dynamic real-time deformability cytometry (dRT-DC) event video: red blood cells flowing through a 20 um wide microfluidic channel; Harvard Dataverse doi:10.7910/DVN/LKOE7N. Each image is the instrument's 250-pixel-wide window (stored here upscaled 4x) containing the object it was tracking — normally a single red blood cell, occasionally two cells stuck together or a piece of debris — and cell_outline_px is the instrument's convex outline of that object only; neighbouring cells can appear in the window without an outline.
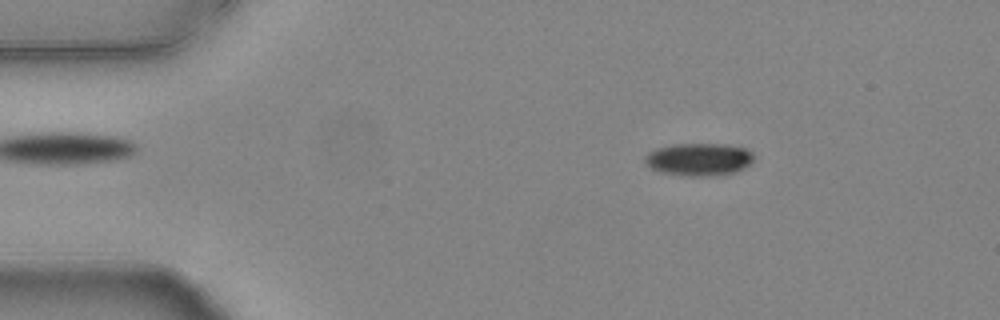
{"species": "common noctule bat (a hibernating species)", "species_latin": "Nyctalus noctula", "temperature_condition": "warm", "stored_images_in_passage": 54, "camera_frame_rate_fps": 3000, "um_per_image_px": 0.085, "animal": {"sex": "female", "body_mass_g": 24.6, "forearm_length_mm": 56.2}, "frame": {"image": 1, "passage_image": 8, "time_ms": 2.333, "image_size_px": [1000, 320], "cell_outline_px": [[752, 160], [748, 164], [736, 172], [700, 176], [692, 176], [664, 172], [652, 168], [644, 160], [644, 156], [648, 152], [656, 148], [672, 144], [724, 144], [744, 148], [752, 152]], "centroid_in_image_um": [59.38, 13.52], "position_along_channel_um": 25.6, "area_um2": 20.23}}
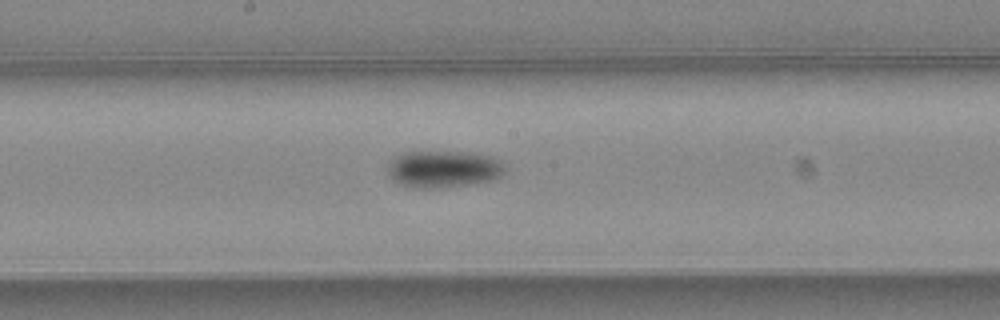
{"frame": {"image": 2, "passage_image": 28, "time_ms": 9.0, "image_size_px": [1000, 320], "cell_outline_px": [[504, 172], [500, 176], [492, 180], [464, 184], [432, 188], [420, 188], [400, 184], [392, 180], [388, 172], [388, 168], [392, 160], [396, 156], [404, 152], [472, 152], [492, 156], [500, 160], [504, 164]], "centroid_in_image_um": [37.71, 14.35], "position_along_channel_um": 210.5, "area_um2": 24.97}}
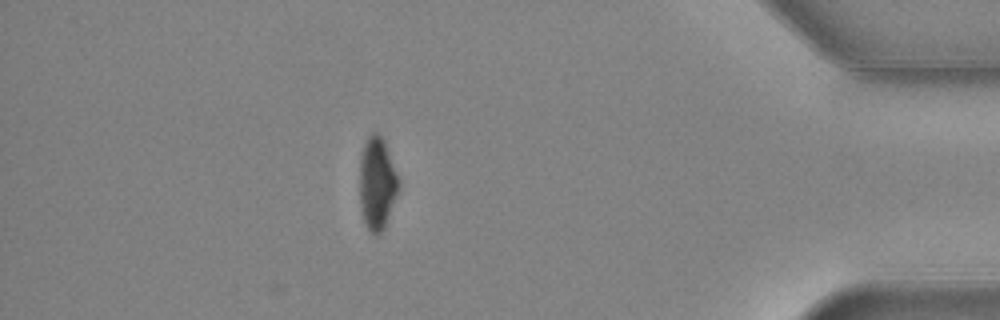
{"frame": {"image": 3, "passage_image": 47, "time_ms": 15.333, "image_size_px": [1000, 320], "cell_outline_px": [[400, 188], [384, 228], [376, 236], [368, 228], [364, 220], [360, 208], [360, 156], [364, 144], [368, 136], [372, 132], [376, 132], [384, 140], [400, 180]], "centroid_in_image_um": [32.06, 15.57], "position_along_channel_um": 403.1, "area_um2": 21.1}, "authors_computed_cell_mechanics": {"area_um2": 22.3108, "velocity_mm_per_s": 3.7892, "shape_relaxation_time_tau1_ms": 5.5766, "shape_relaxation_time_tau2_ms": null, "deformation_change_tau1": 0.146, "deformation_change_tau2": null}}